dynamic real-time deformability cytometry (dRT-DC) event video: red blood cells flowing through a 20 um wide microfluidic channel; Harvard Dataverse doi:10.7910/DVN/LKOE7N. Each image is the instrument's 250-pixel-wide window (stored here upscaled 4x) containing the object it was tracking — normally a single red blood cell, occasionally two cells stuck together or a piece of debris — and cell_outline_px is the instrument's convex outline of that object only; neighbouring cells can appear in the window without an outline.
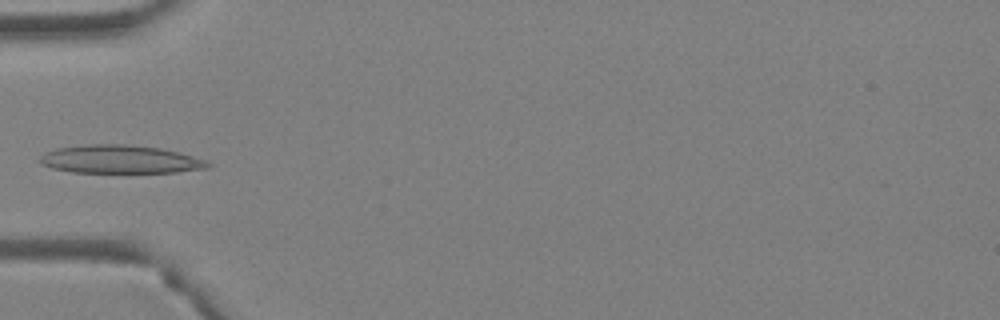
{"species": "Egyptian fruit bat (a non-hibernating species)", "species_latin": "Rousettus aegyptiacus", "temperature_condition": "warm", "stored_images_in_passage": 3, "camera_frame_rate_fps": 3000, "um_per_image_px": 0.085, "animal": {"sex": "female"}, "frame": {"image": 1, "passage_image": 3, "time_ms": 0.667, "image_size_px": [1000, 320], "cell_outline_px": [[212, 168], [176, 172], [72, 172], [52, 168], [40, 164], [40, 156], [44, 152], [56, 148], [84, 144], [128, 144], [160, 148], [208, 160], [212, 164]], "centroid_in_image_um": [10.22, 13.54], "position_along_channel_um": 74.8, "area_um2": 27.8}}